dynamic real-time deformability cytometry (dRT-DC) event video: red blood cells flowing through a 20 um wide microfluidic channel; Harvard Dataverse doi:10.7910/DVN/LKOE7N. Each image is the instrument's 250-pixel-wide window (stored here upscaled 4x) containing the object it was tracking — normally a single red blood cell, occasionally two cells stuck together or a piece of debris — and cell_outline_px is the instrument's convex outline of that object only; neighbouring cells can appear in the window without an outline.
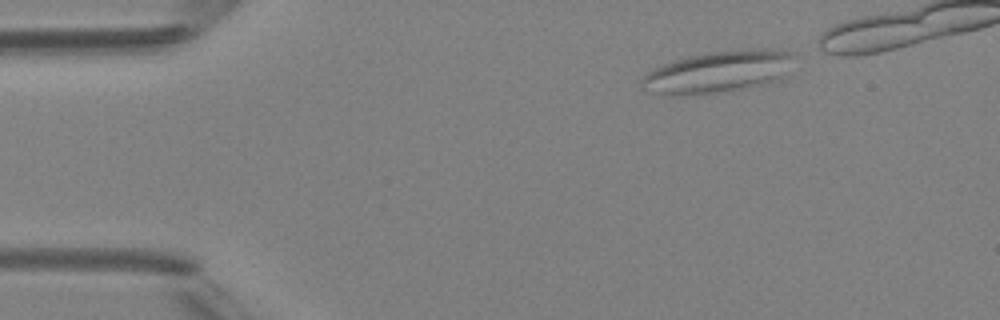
{"species": "Egyptian fruit bat (a non-hibernating species)", "species_latin": "Rousettus aegyptiacus", "temperature_condition": "room temperature", "stored_images_in_passage": 4, "camera_frame_rate_fps": 3000, "um_per_image_px": 0.085, "animal": {"sex": "female"}, "frame": {"image": 1, "passage_image": 1, "time_ms": 0.0, "image_size_px": [1000, 320], "cell_outline_px": [[796, 56], [788, 76], [780, 80], [764, 84], [740, 88], [712, 92], [672, 96], [640, 88], [640, 80], [648, 72], [664, 64], [688, 56], [708, 52], [740, 48], [764, 48], [792, 52]], "centroid_in_image_um": [61.14, 6.07], "position_along_channel_um": 23.9, "area_um2": 37.34}}